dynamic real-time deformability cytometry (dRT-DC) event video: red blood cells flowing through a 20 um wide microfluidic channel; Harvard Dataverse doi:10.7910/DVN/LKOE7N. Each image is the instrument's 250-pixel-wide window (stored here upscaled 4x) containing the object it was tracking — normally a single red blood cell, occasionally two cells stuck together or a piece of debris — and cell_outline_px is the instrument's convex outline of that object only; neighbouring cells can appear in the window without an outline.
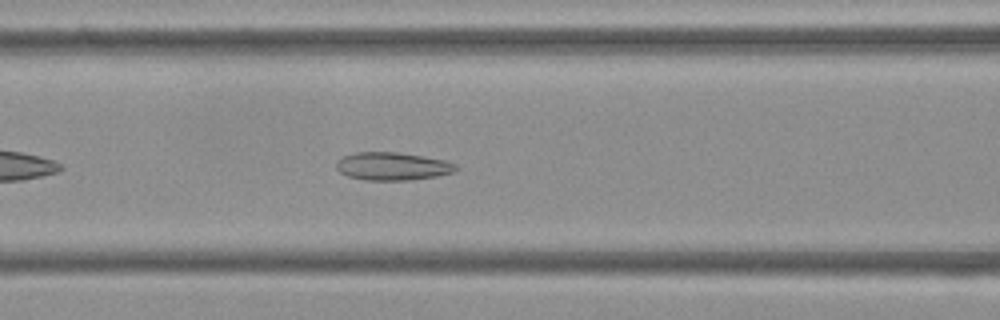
{"species": "Egyptian fruit bat (a non-hibernating species)", "species_latin": "Rousettus aegyptiacus", "temperature_condition": "cold", "stored_images_in_passage": 27, "camera_frame_rate_fps": 3000, "um_per_image_px": 0.085, "frame": {"image": 1, "passage_image": 9, "time_ms": 2.667, "image_size_px": [1000, 320], "cell_outline_px": [[460, 168], [452, 172], [436, 176], [408, 180], [364, 180], [348, 176], [340, 172], [336, 168], [336, 160], [344, 156], [356, 152], [396, 152], [444, 160], [456, 164]], "centroid_in_image_um": [33.33, 14.13], "position_along_channel_um": 133.3, "area_um2": 19.36}}
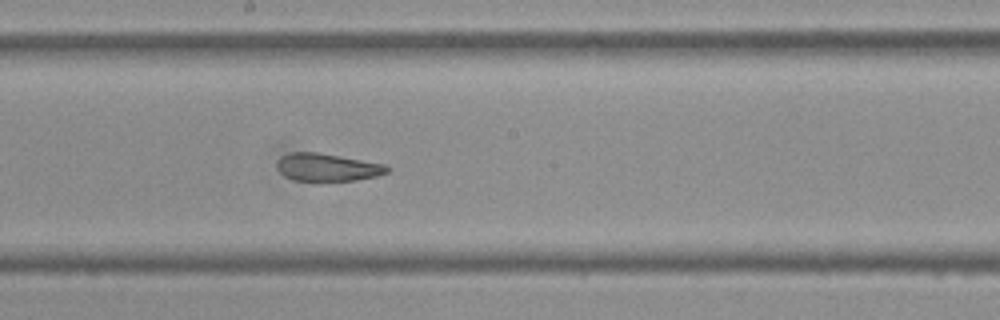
{"frame": {"image": 2, "passage_image": 16, "time_ms": 5.0, "image_size_px": [1000, 320], "cell_outline_px": [[392, 168], [388, 172], [376, 176], [356, 180], [292, 180], [284, 176], [276, 168], [276, 164], [280, 156], [292, 152], [316, 152], [340, 156], [384, 164]], "centroid_in_image_um": [27.8, 14.21], "position_along_channel_um": 220.4, "area_um2": 17.69}}
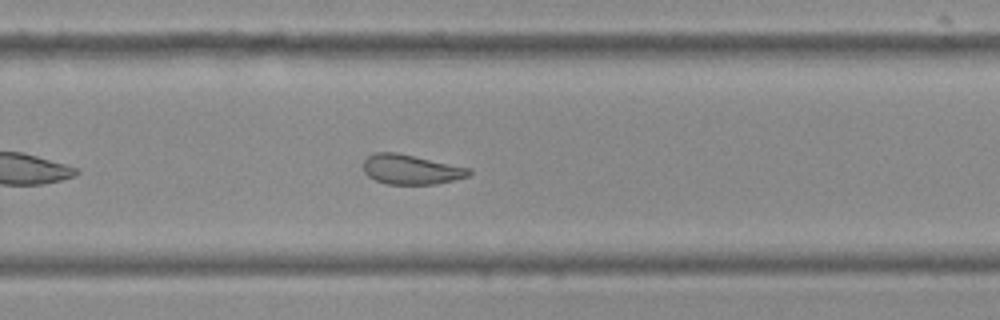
{"frame": {"image": 3, "passage_image": 22, "time_ms": 7.0, "image_size_px": [1000, 320], "cell_outline_px": [[472, 172], [468, 176], [436, 184], [388, 184], [376, 180], [368, 176], [364, 172], [364, 160], [368, 156], [376, 152], [396, 152], [472, 168]], "centroid_in_image_um": [34.95, 14.4], "position_along_channel_um": 294.9, "area_um2": 18.26}}